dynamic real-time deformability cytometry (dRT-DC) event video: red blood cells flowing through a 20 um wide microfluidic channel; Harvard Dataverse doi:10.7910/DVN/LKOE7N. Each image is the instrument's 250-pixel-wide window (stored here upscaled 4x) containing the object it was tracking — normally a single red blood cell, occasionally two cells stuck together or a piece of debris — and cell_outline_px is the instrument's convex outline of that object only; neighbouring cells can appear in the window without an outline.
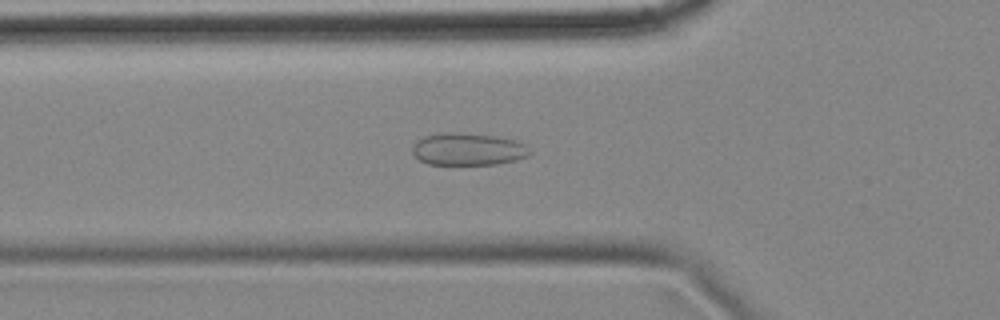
{"species": "common noctule bat (a hibernating species)", "species_latin": "Nyctalus noctula", "temperature_condition": "cold", "stored_images_in_passage": 44, "camera_frame_rate_fps": 3000, "um_per_image_px": 0.085, "animal": {"sex": "female", "body_mass_g": 18.4}, "frame": {"image": 1, "passage_image": 6, "time_ms": 1.667, "image_size_px": [1000, 320], "cell_outline_px": [[532, 152], [528, 156], [516, 160], [496, 164], [428, 164], [420, 160], [412, 152], [412, 144], [416, 140], [424, 136], [440, 132], [460, 132], [496, 136], [516, 140], [524, 144]], "centroid_in_image_um": [39.76, 12.66], "position_along_channel_um": 86.0, "area_um2": 22.31}}
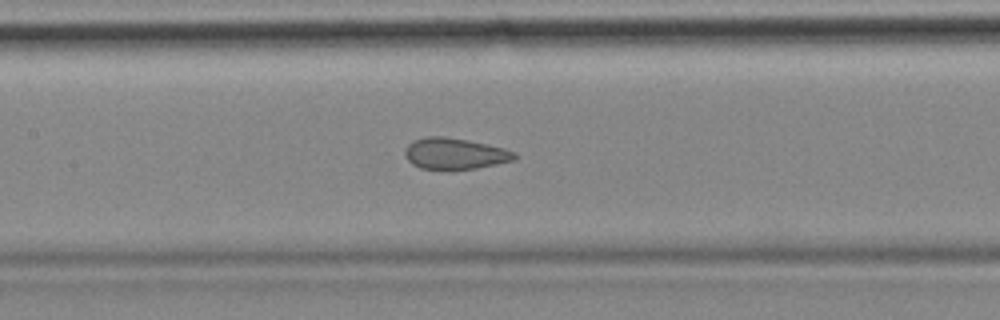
{"frame": {"image": 2, "passage_image": 13, "time_ms": 4.0, "image_size_px": [1000, 320], "cell_outline_px": [[520, 156], [512, 160], [496, 164], [476, 168], [452, 172], [448, 172], [420, 168], [412, 164], [404, 156], [404, 148], [408, 144], [416, 140], [428, 136], [444, 136], [468, 140], [504, 148], [516, 152]], "centroid_in_image_um": [38.64, 13.1], "position_along_channel_um": 168.8, "area_um2": 20.58}}
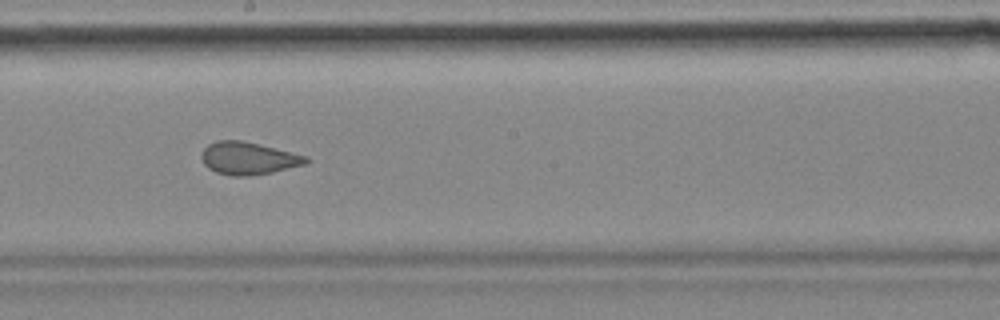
{"frame": {"image": 3, "passage_image": 18, "time_ms": 5.667, "image_size_px": [1000, 320], "cell_outline_px": [[308, 160], [304, 164], [272, 172], [252, 176], [232, 176], [216, 172], [208, 168], [204, 164], [200, 156], [204, 148], [208, 144], [216, 140], [240, 140], [292, 152], [308, 156]], "centroid_in_image_um": [21.06, 13.46], "position_along_channel_um": 227.1, "area_um2": 19.71}, "authors_computed_cell_mechanics": {"area_um2": 20.808, "velocity_mm_per_s": 3.5217, "shape_relaxation_time_tau1_ms": null, "shape_relaxation_time_tau2_ms": 1.2186, "deformation_change_tau1": null, "deformation_change_tau2": 0.0693}}